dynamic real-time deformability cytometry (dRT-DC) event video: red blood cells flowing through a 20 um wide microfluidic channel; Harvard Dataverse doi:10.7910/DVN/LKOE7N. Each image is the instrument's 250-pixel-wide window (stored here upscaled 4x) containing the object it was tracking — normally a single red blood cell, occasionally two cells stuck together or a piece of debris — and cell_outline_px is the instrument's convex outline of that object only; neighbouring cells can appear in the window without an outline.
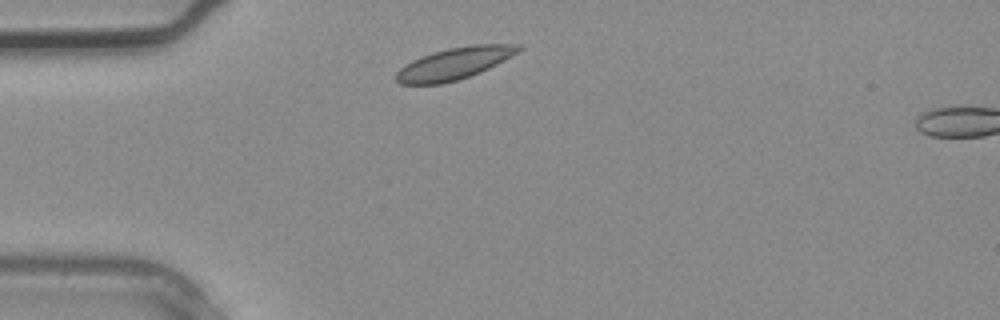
{"species": "common noctule bat (a hibernating species)", "species_latin": "Nyctalus noctula", "temperature_condition": "warm", "stored_images_in_passage": 2, "camera_frame_rate_fps": 3000, "um_per_image_px": 0.085, "animal": {"sex": "male", "body_mass_g": 20.4}, "frame": {"image": 1, "passage_image": 1, "time_ms": 0.0, "image_size_px": [1000, 320], "cell_outline_px": [[524, 48], [520, 52], [480, 72], [456, 80], [440, 84], [400, 84], [396, 80], [396, 72], [400, 68], [412, 60], [432, 52], [448, 48], [472, 44], [520, 44]], "centroid_in_image_um": [38.64, 5.38], "position_along_channel_um": 46.4, "area_um2": 22.66}}